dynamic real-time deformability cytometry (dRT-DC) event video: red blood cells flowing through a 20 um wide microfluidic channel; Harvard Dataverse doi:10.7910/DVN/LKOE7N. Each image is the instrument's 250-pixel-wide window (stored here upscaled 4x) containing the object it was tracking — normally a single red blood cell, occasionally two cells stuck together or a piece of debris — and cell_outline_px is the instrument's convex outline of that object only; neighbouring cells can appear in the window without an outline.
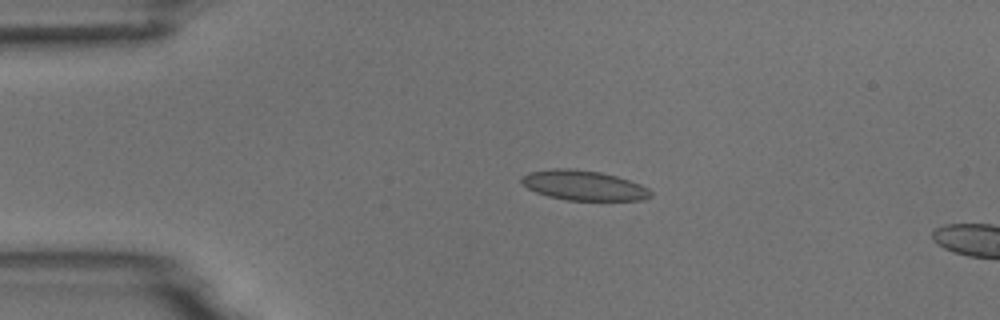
{"species": "common noctule bat (a hibernating species)", "species_latin": "Nyctalus noctula", "temperature_condition": "room temperature", "stored_images_in_passage": 3, "segment_of_instrument_passage": [1, 2], "camera_frame_rate_fps": 3000, "um_per_image_px": 0.085, "animal": {"sex": "male", "body_mass_g": 18.8}, "frame": {"image": 1, "passage_image": 1, "time_ms": 0.0, "image_size_px": [1000, 320], "cell_outline_px": [[652, 196], [644, 200], [568, 200], [548, 196], [536, 192], [528, 188], [520, 180], [528, 172], [556, 168], [568, 168], [600, 172], [616, 176], [640, 184], [648, 188], [652, 192]], "centroid_in_image_um": [49.63, 15.76], "position_along_channel_um": 35.4, "area_um2": 22.31}}